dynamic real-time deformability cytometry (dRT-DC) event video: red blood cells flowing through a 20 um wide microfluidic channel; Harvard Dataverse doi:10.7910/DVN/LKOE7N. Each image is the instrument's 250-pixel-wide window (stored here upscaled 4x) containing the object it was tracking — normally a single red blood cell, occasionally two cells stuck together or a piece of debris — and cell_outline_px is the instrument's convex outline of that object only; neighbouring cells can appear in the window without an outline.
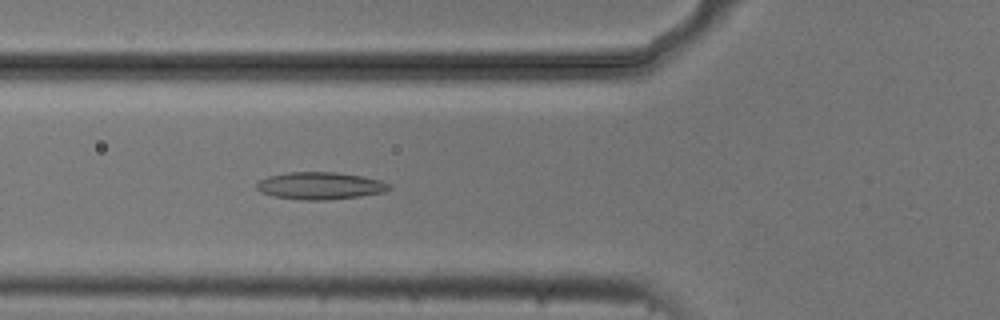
{"species": "common noctule bat (a hibernating species)", "species_latin": "Nyctalus noctula", "temperature_condition": "cold", "stored_images_in_passage": 53, "camera_frame_rate_fps": 3000, "um_per_image_px": 0.085, "animal": {"sex": "male", "body_mass_g": 20.5, "forearm_length_mm": 52.5}, "frame": {"image": 1, "passage_image": 19, "time_ms": 6.0, "image_size_px": [1000, 320], "cell_outline_px": [[392, 188], [384, 192], [360, 196], [324, 200], [300, 200], [272, 196], [260, 192], [256, 188], [256, 184], [260, 180], [268, 176], [288, 172], [336, 172], [364, 176], [380, 180], [388, 184]], "centroid_in_image_um": [27.19, 15.79], "position_along_channel_um": 98.6, "area_um2": 21.15}}
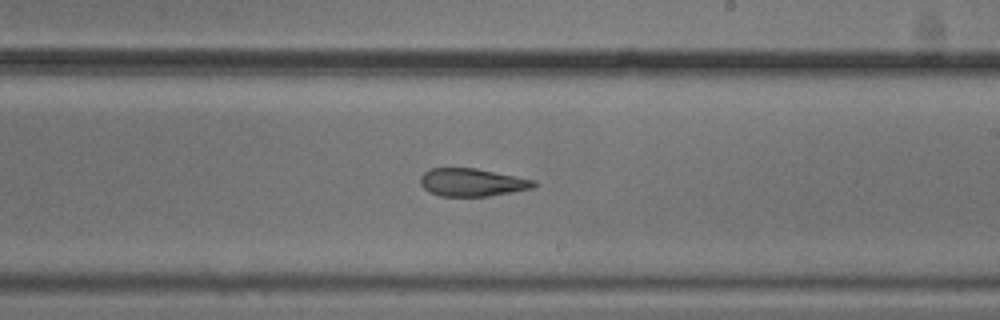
{"frame": {"image": 2, "passage_image": 31, "time_ms": 10.0, "image_size_px": [1000, 320], "cell_outline_px": [[536, 184], [532, 188], [488, 196], [440, 196], [424, 188], [420, 184], [420, 176], [424, 172], [432, 168], [476, 168], [536, 180]], "centroid_in_image_um": [40.11, 15.49], "position_along_channel_um": 248.9, "area_um2": 18.26}}
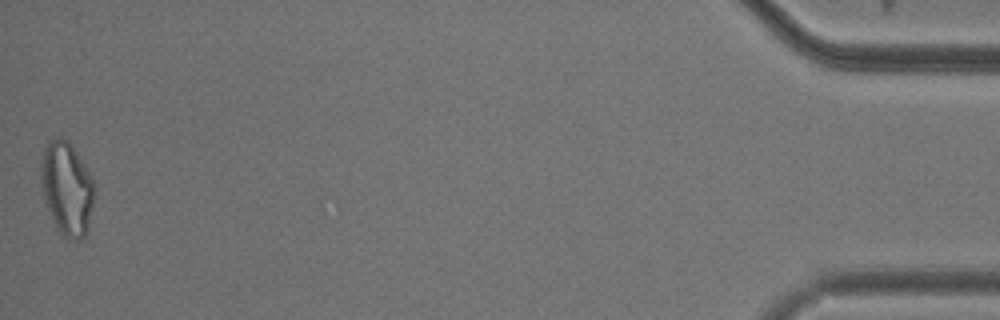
{"frame": {"image": 3, "passage_image": 53, "time_ms": 17.333, "image_size_px": [1000, 320], "cell_outline_px": [[92, 204], [88, 232], [80, 240], [76, 240], [60, 236], [44, 204], [40, 184], [40, 168], [44, 148], [48, 140], [56, 136], [60, 136], [68, 140], [84, 164], [92, 180]], "centroid_in_image_um": [5.62, 16.03], "position_along_channel_um": 429.6, "area_um2": 29.3}, "authors_computed_cell_mechanics": {"area_um2": 21.097, "velocity_mm_per_s": 3.7451, "shape_relaxation_time_tau1_ms": null, "shape_relaxation_time_tau2_ms": 4.056, "deformation_change_tau1": null, "deformation_change_tau2": 0.1281}}